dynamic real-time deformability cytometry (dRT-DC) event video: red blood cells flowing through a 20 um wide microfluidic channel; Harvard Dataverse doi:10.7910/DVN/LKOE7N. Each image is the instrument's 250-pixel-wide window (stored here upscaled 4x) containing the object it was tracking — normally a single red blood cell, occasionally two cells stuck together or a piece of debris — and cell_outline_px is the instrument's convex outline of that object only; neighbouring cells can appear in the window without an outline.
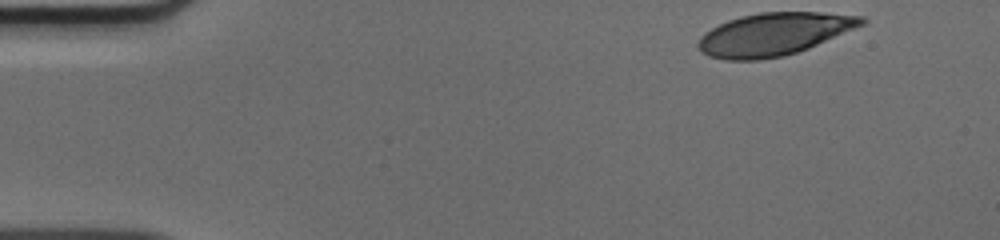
{"species": "human", "species_latin": "Homo sapiens", "temperature_condition": "cold", "stored_images_in_passage": 11, "camera_frame_rate_fps": 3000, "um_per_image_px": 0.085, "donor": {"sex": "male"}, "frame": {"image": 1, "passage_image": 1, "time_ms": 0.0, "image_size_px": [1000, 240], "cell_outline_px": [[868, 20], [864, 24], [808, 48], [796, 52], [780, 56], [756, 60], [728, 60], [708, 56], [700, 52], [696, 44], [700, 36], [704, 32], [728, 20], [740, 16], [760, 12], [820, 12], [864, 16]], "centroid_in_image_um": [65.75, 2.89], "position_along_channel_um": 19.3, "area_um2": 40.46}}